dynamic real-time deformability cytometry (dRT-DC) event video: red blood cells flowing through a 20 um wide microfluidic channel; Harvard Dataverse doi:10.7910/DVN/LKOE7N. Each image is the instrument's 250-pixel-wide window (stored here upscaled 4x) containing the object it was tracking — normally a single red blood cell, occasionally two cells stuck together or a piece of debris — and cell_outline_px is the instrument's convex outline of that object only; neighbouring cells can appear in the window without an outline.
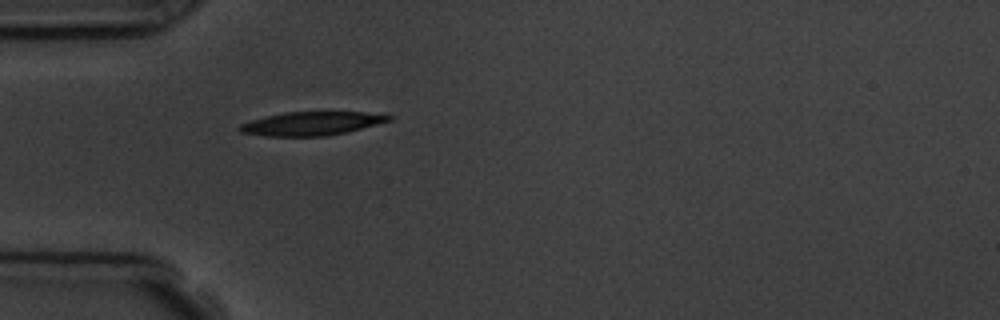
{"species": "common noctule bat (a hibernating species)", "species_latin": "Nyctalus noctula", "temperature_condition": "room temperature", "stored_images_in_passage": 1, "camera_frame_rate_fps": 3000, "um_per_image_px": 0.085, "animal": {"sex": "male", "body_mass_g": 19.5, "forearm_length_mm": 54.6}, "frame": {"image": 1, "passage_image": 1, "time_ms": 0.0, "image_size_px": [1000, 320], "cell_outline_px": [[392, 120], [328, 136], [264, 136], [240, 132], [236, 128], [240, 124], [264, 116], [284, 112], [364, 112], [392, 116]], "centroid_in_image_um": [26.4, 10.5], "position_along_channel_um": 58.6, "area_um2": 20.35}}